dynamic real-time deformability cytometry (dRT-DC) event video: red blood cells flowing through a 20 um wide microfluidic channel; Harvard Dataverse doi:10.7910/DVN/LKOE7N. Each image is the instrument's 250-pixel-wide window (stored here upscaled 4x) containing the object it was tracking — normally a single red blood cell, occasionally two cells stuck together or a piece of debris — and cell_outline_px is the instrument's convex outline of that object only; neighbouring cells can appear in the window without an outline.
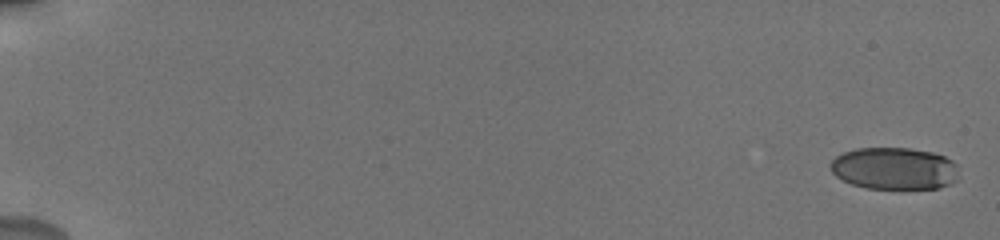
{"species": "human", "species_latin": "Homo sapiens", "temperature_condition": "cold", "stored_images_in_passage": 18, "camera_frame_rate_fps": 3000, "um_per_image_px": 0.085, "donor": {"sex": "male"}, "frame": {"image": 1, "passage_image": 1, "time_ms": 0.0, "image_size_px": [1000, 240], "cell_outline_px": [[956, 180], [948, 184], [936, 188], [868, 188], [852, 184], [836, 176], [832, 172], [828, 164], [836, 156], [844, 152], [856, 148], [908, 148], [932, 152], [944, 156], [952, 160], [956, 164]], "centroid_in_image_um": [75.98, 14.3], "position_along_channel_um": 9.0, "area_um2": 31.27}}
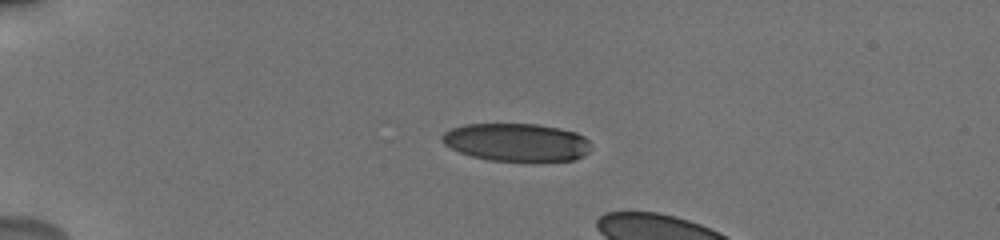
{"frame": {"image": 2, "passage_image": 11, "time_ms": 4.667, "image_size_px": [1000, 240], "cell_outline_px": [[588, 152], [584, 156], [572, 160], [536, 164], [488, 160], [472, 156], [460, 152], [444, 144], [440, 140], [440, 136], [444, 132], [452, 128], [464, 124], [536, 124], [560, 128], [576, 132], [584, 136], [588, 140]], "centroid_in_image_um": [43.92, 12.13], "position_along_channel_um": 41.1, "area_um2": 33.87}}